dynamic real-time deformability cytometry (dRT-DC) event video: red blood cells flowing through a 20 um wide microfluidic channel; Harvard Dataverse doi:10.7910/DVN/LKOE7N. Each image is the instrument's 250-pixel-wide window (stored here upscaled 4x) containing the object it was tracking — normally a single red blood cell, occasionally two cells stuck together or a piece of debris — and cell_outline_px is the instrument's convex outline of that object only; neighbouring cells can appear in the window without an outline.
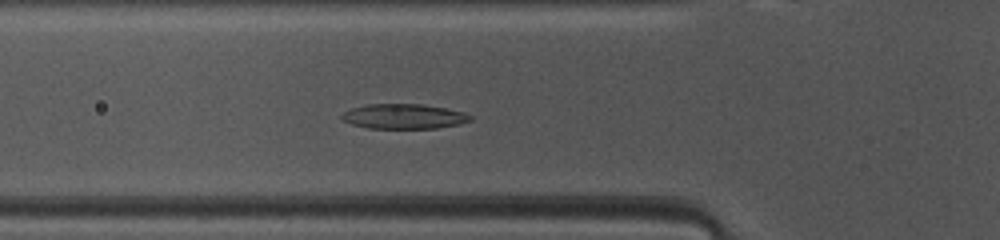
{"species": "common noctule bat (a hibernating species)", "species_latin": "Nyctalus noctula", "temperature_condition": "warm", "stored_images_in_passage": 38, "camera_frame_rate_fps": 3000, "um_per_image_px": 0.085, "animal": {"sex": "female", "body_mass_g": 10.0, "forearm_length_mm": 53.1}, "frame": {"image": 1, "passage_image": 6, "time_ms": 1.667, "image_size_px": [1000, 240], "cell_outline_px": [[472, 120], [460, 124], [436, 128], [368, 128], [352, 124], [344, 120], [340, 116], [344, 112], [352, 108], [368, 104], [420, 104], [444, 108], [464, 112], [472, 116]], "centroid_in_image_um": [34.34, 9.89], "position_along_channel_um": 91.5, "area_um2": 18.5}}
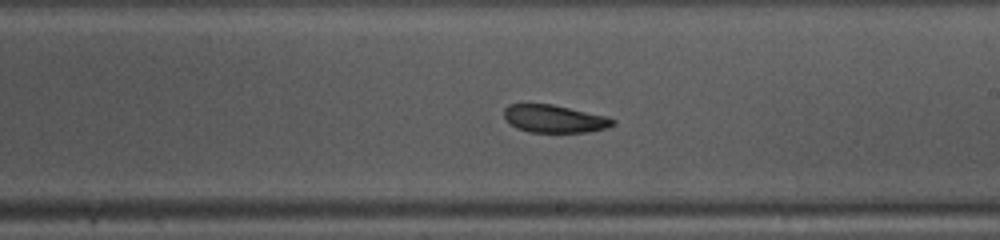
{"frame": {"image": 2, "passage_image": 17, "time_ms": 5.333, "image_size_px": [1000, 240], "cell_outline_px": [[616, 124], [608, 128], [588, 132], [528, 132], [516, 128], [504, 120], [504, 108], [508, 104], [552, 104], [608, 116], [616, 120]], "centroid_in_image_um": [47.13, 10.1], "position_along_channel_um": 241.9, "area_um2": 17.86}}
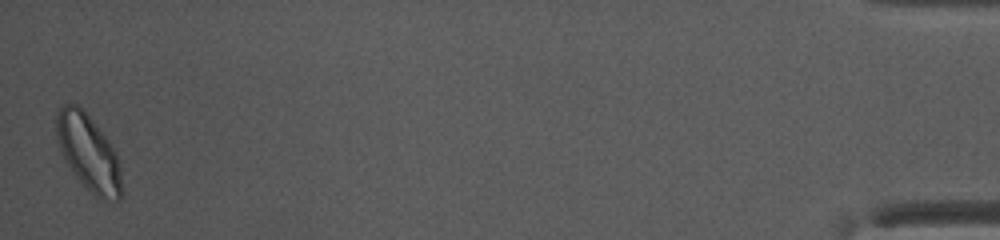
{"frame": {"image": 3, "passage_image": 38, "time_ms": 12.333, "image_size_px": [1000, 240], "cell_outline_px": [[124, 196], [120, 200], [104, 200], [88, 192], [76, 176], [60, 152], [56, 136], [56, 112], [64, 104], [76, 104], [92, 120], [108, 140], [116, 152], [120, 164]], "centroid_in_image_um": [7.55, 13.03], "position_along_channel_um": 427.7, "area_um2": 29.13}, "authors_computed_cell_mechanics": {"area_um2": 18.9873, "velocity_mm_per_s": 4.0857, "shape_relaxation_time_tau1_ms": 3.6532, "shape_relaxation_time_tau2_ms": null, "deformation_change_tau1": 0.1275, "deformation_change_tau2": null}}